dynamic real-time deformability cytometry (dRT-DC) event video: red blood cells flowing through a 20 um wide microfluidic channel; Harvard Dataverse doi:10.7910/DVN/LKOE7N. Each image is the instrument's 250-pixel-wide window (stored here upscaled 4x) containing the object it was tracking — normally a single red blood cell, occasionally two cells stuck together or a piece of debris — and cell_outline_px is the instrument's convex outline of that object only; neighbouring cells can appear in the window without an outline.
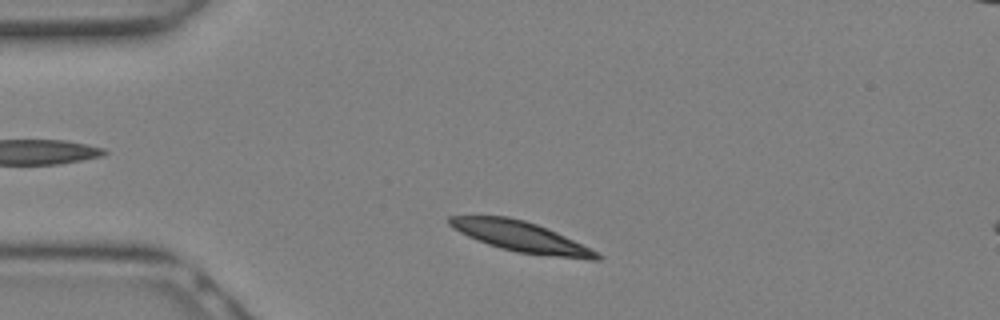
{"species": "Egyptian fruit bat (a non-hibernating species)", "species_latin": "Rousettus aegyptiacus", "temperature_condition": "warm", "stored_images_in_passage": 11, "camera_frame_rate_fps": 3000, "um_per_image_px": 0.085, "animal": {"sex": "female"}, "frame": {"image": 1, "passage_image": 2, "time_ms": 0.333, "image_size_px": [1000, 320], "cell_outline_px": [[604, 256], [600, 260], [588, 260], [516, 252], [500, 248], [488, 244], [468, 236], [452, 228], [448, 224], [448, 216], [508, 216], [524, 220], [548, 228]], "centroid_in_image_um": [44.26, 20.12], "position_along_channel_um": 40.7, "area_um2": 25.84}}
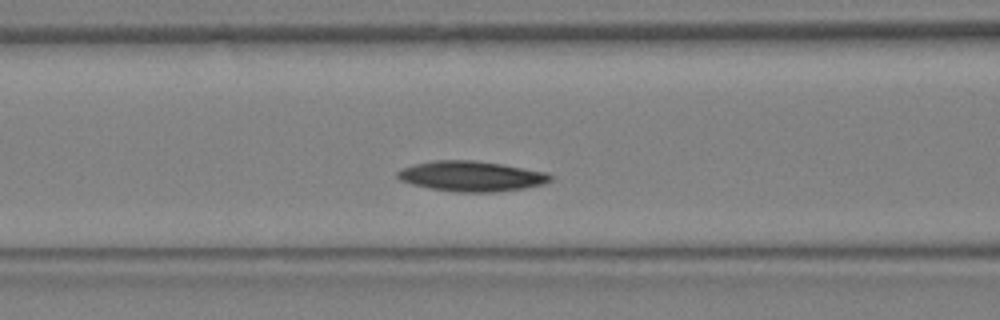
{"frame": {"image": 2, "passage_image": 7, "time_ms": 2.0, "image_size_px": [1000, 320], "cell_outline_px": [[552, 180], [544, 184], [524, 188], [496, 192], [456, 192], [428, 188], [412, 184], [400, 180], [396, 176], [396, 172], [404, 168], [416, 164], [436, 160], [472, 160], [500, 164], [548, 172], [552, 176]], "centroid_in_image_um": [40.08, 14.98], "position_along_channel_um": 126.5, "area_um2": 26.88}}
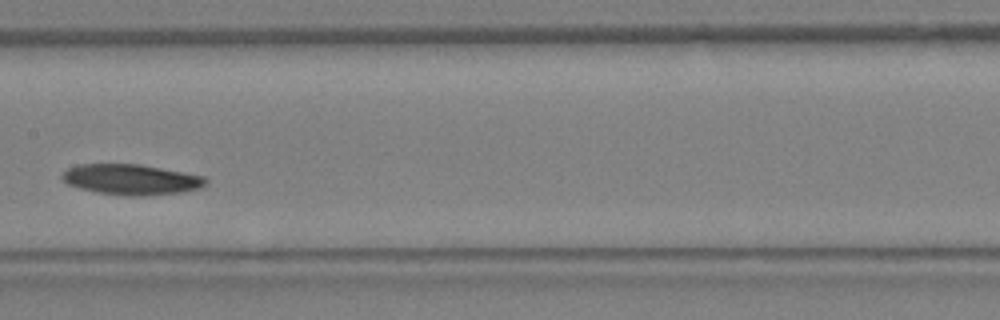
{"frame": {"image": 3, "passage_image": 10, "time_ms": 3.0, "image_size_px": [1000, 320], "cell_outline_px": [[208, 180], [200, 188], [180, 192], [144, 196], [128, 196], [96, 192], [80, 188], [68, 184], [60, 176], [68, 168], [76, 164], [140, 164], [204, 176]], "centroid_in_image_um": [11.13, 15.25], "position_along_channel_um": 196.3, "area_um2": 25.43}}